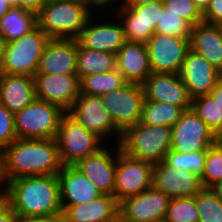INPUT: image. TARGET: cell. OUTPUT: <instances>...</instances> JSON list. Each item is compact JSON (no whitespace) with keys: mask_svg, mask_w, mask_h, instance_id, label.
Masks as SVG:
<instances>
[{"mask_svg":"<svg viewBox=\"0 0 222 222\" xmlns=\"http://www.w3.org/2000/svg\"><path fill=\"white\" fill-rule=\"evenodd\" d=\"M3 198L17 218L62 212L58 175L25 176L8 181Z\"/></svg>","mask_w":222,"mask_h":222,"instance_id":"1","label":"cell"},{"mask_svg":"<svg viewBox=\"0 0 222 222\" xmlns=\"http://www.w3.org/2000/svg\"><path fill=\"white\" fill-rule=\"evenodd\" d=\"M8 181L25 176L55 175L61 163L56 139L17 138L4 149Z\"/></svg>","mask_w":222,"mask_h":222,"instance_id":"2","label":"cell"},{"mask_svg":"<svg viewBox=\"0 0 222 222\" xmlns=\"http://www.w3.org/2000/svg\"><path fill=\"white\" fill-rule=\"evenodd\" d=\"M96 10L92 0L47 4L36 15V21L50 39H77Z\"/></svg>","mask_w":222,"mask_h":222,"instance_id":"3","label":"cell"},{"mask_svg":"<svg viewBox=\"0 0 222 222\" xmlns=\"http://www.w3.org/2000/svg\"><path fill=\"white\" fill-rule=\"evenodd\" d=\"M49 39L36 25L19 39L0 43V73L33 77Z\"/></svg>","mask_w":222,"mask_h":222,"instance_id":"4","label":"cell"},{"mask_svg":"<svg viewBox=\"0 0 222 222\" xmlns=\"http://www.w3.org/2000/svg\"><path fill=\"white\" fill-rule=\"evenodd\" d=\"M172 127L136 123L121 135L120 149L132 158L153 165L163 161L172 146Z\"/></svg>","mask_w":222,"mask_h":222,"instance_id":"5","label":"cell"},{"mask_svg":"<svg viewBox=\"0 0 222 222\" xmlns=\"http://www.w3.org/2000/svg\"><path fill=\"white\" fill-rule=\"evenodd\" d=\"M60 106L35 99L14 113V129L20 139H55L62 116Z\"/></svg>","mask_w":222,"mask_h":222,"instance_id":"6","label":"cell"},{"mask_svg":"<svg viewBox=\"0 0 222 222\" xmlns=\"http://www.w3.org/2000/svg\"><path fill=\"white\" fill-rule=\"evenodd\" d=\"M55 139L63 166H75L80 160L106 145L101 138L78 124L67 112L60 120Z\"/></svg>","mask_w":222,"mask_h":222,"instance_id":"7","label":"cell"},{"mask_svg":"<svg viewBox=\"0 0 222 222\" xmlns=\"http://www.w3.org/2000/svg\"><path fill=\"white\" fill-rule=\"evenodd\" d=\"M111 14L110 9L96 10L77 38L78 43L90 50L109 52L117 55L126 40L121 21L115 14Z\"/></svg>","mask_w":222,"mask_h":222,"instance_id":"8","label":"cell"},{"mask_svg":"<svg viewBox=\"0 0 222 222\" xmlns=\"http://www.w3.org/2000/svg\"><path fill=\"white\" fill-rule=\"evenodd\" d=\"M67 113L78 124L96 134L106 144L113 142L119 144L122 133L114 126L108 108L103 103L101 96L80 93ZM113 139H116V142Z\"/></svg>","mask_w":222,"mask_h":222,"instance_id":"9","label":"cell"},{"mask_svg":"<svg viewBox=\"0 0 222 222\" xmlns=\"http://www.w3.org/2000/svg\"><path fill=\"white\" fill-rule=\"evenodd\" d=\"M164 7L161 0L139 6H112L110 10L121 21L127 42L146 43L155 33Z\"/></svg>","mask_w":222,"mask_h":222,"instance_id":"10","label":"cell"},{"mask_svg":"<svg viewBox=\"0 0 222 222\" xmlns=\"http://www.w3.org/2000/svg\"><path fill=\"white\" fill-rule=\"evenodd\" d=\"M153 168L152 163L125 154L117 144L115 198L121 202L149 189L152 186Z\"/></svg>","mask_w":222,"mask_h":222,"instance_id":"11","label":"cell"},{"mask_svg":"<svg viewBox=\"0 0 222 222\" xmlns=\"http://www.w3.org/2000/svg\"><path fill=\"white\" fill-rule=\"evenodd\" d=\"M101 99L108 108L114 126L121 133L140 121L145 99L142 85L126 83L102 95Z\"/></svg>","mask_w":222,"mask_h":222,"instance_id":"12","label":"cell"},{"mask_svg":"<svg viewBox=\"0 0 222 222\" xmlns=\"http://www.w3.org/2000/svg\"><path fill=\"white\" fill-rule=\"evenodd\" d=\"M171 137V150L181 153L208 150L216 144V134L193 109L182 114L172 127Z\"/></svg>","mask_w":222,"mask_h":222,"instance_id":"13","label":"cell"},{"mask_svg":"<svg viewBox=\"0 0 222 222\" xmlns=\"http://www.w3.org/2000/svg\"><path fill=\"white\" fill-rule=\"evenodd\" d=\"M152 73L179 74L190 50V39L154 33L145 43Z\"/></svg>","mask_w":222,"mask_h":222,"instance_id":"14","label":"cell"},{"mask_svg":"<svg viewBox=\"0 0 222 222\" xmlns=\"http://www.w3.org/2000/svg\"><path fill=\"white\" fill-rule=\"evenodd\" d=\"M170 200L151 186L142 193L123 199L119 215L122 222H164Z\"/></svg>","mask_w":222,"mask_h":222,"instance_id":"15","label":"cell"},{"mask_svg":"<svg viewBox=\"0 0 222 222\" xmlns=\"http://www.w3.org/2000/svg\"><path fill=\"white\" fill-rule=\"evenodd\" d=\"M36 99L53 103L68 111L81 93L77 74H44L34 76Z\"/></svg>","mask_w":222,"mask_h":222,"instance_id":"16","label":"cell"},{"mask_svg":"<svg viewBox=\"0 0 222 222\" xmlns=\"http://www.w3.org/2000/svg\"><path fill=\"white\" fill-rule=\"evenodd\" d=\"M179 76L192 99L210 94L222 79L218 69L191 49L182 63Z\"/></svg>","mask_w":222,"mask_h":222,"instance_id":"17","label":"cell"},{"mask_svg":"<svg viewBox=\"0 0 222 222\" xmlns=\"http://www.w3.org/2000/svg\"><path fill=\"white\" fill-rule=\"evenodd\" d=\"M142 87L144 100L169 103L182 107L185 111L192 109V98L179 74L151 73Z\"/></svg>","mask_w":222,"mask_h":222,"instance_id":"18","label":"cell"},{"mask_svg":"<svg viewBox=\"0 0 222 222\" xmlns=\"http://www.w3.org/2000/svg\"><path fill=\"white\" fill-rule=\"evenodd\" d=\"M152 186L168 198L194 197L204 187L197 174L170 168L163 162L154 165Z\"/></svg>","mask_w":222,"mask_h":222,"instance_id":"19","label":"cell"},{"mask_svg":"<svg viewBox=\"0 0 222 222\" xmlns=\"http://www.w3.org/2000/svg\"><path fill=\"white\" fill-rule=\"evenodd\" d=\"M111 145L113 146L106 144L98 152L80 160L75 166L97 186L102 194L114 195L117 144Z\"/></svg>","mask_w":222,"mask_h":222,"instance_id":"20","label":"cell"},{"mask_svg":"<svg viewBox=\"0 0 222 222\" xmlns=\"http://www.w3.org/2000/svg\"><path fill=\"white\" fill-rule=\"evenodd\" d=\"M77 39H49L36 73L76 74Z\"/></svg>","mask_w":222,"mask_h":222,"instance_id":"21","label":"cell"},{"mask_svg":"<svg viewBox=\"0 0 222 222\" xmlns=\"http://www.w3.org/2000/svg\"><path fill=\"white\" fill-rule=\"evenodd\" d=\"M57 175L61 205L87 204L102 195L97 186L76 166H63Z\"/></svg>","mask_w":222,"mask_h":222,"instance_id":"22","label":"cell"},{"mask_svg":"<svg viewBox=\"0 0 222 222\" xmlns=\"http://www.w3.org/2000/svg\"><path fill=\"white\" fill-rule=\"evenodd\" d=\"M117 70L127 83L142 85L152 73L146 44L126 41L117 53Z\"/></svg>","mask_w":222,"mask_h":222,"instance_id":"23","label":"cell"},{"mask_svg":"<svg viewBox=\"0 0 222 222\" xmlns=\"http://www.w3.org/2000/svg\"><path fill=\"white\" fill-rule=\"evenodd\" d=\"M61 206L66 222H106L119 216L120 202L114 195L102 194L87 204Z\"/></svg>","mask_w":222,"mask_h":222,"instance_id":"24","label":"cell"},{"mask_svg":"<svg viewBox=\"0 0 222 222\" xmlns=\"http://www.w3.org/2000/svg\"><path fill=\"white\" fill-rule=\"evenodd\" d=\"M36 99L32 76L0 73V103L16 113Z\"/></svg>","mask_w":222,"mask_h":222,"instance_id":"25","label":"cell"},{"mask_svg":"<svg viewBox=\"0 0 222 222\" xmlns=\"http://www.w3.org/2000/svg\"><path fill=\"white\" fill-rule=\"evenodd\" d=\"M190 49L203 56L222 73V33L220 25L202 21L193 26Z\"/></svg>","mask_w":222,"mask_h":222,"instance_id":"26","label":"cell"},{"mask_svg":"<svg viewBox=\"0 0 222 222\" xmlns=\"http://www.w3.org/2000/svg\"><path fill=\"white\" fill-rule=\"evenodd\" d=\"M114 69H117V55L84 48L77 41L76 74L80 80L88 75Z\"/></svg>","mask_w":222,"mask_h":222,"instance_id":"27","label":"cell"},{"mask_svg":"<svg viewBox=\"0 0 222 222\" xmlns=\"http://www.w3.org/2000/svg\"><path fill=\"white\" fill-rule=\"evenodd\" d=\"M37 25L36 15L20 7H11L0 19V43L19 39Z\"/></svg>","mask_w":222,"mask_h":222,"instance_id":"28","label":"cell"},{"mask_svg":"<svg viewBox=\"0 0 222 222\" xmlns=\"http://www.w3.org/2000/svg\"><path fill=\"white\" fill-rule=\"evenodd\" d=\"M185 110L169 103L144 100L140 123L173 127Z\"/></svg>","mask_w":222,"mask_h":222,"instance_id":"29","label":"cell"},{"mask_svg":"<svg viewBox=\"0 0 222 222\" xmlns=\"http://www.w3.org/2000/svg\"><path fill=\"white\" fill-rule=\"evenodd\" d=\"M127 82L117 70L88 75L80 80L81 93L92 96H102L110 91L119 89Z\"/></svg>","mask_w":222,"mask_h":222,"instance_id":"30","label":"cell"},{"mask_svg":"<svg viewBox=\"0 0 222 222\" xmlns=\"http://www.w3.org/2000/svg\"><path fill=\"white\" fill-rule=\"evenodd\" d=\"M207 150L181 153L169 150L164 156L163 163L170 168H177L202 176Z\"/></svg>","mask_w":222,"mask_h":222,"instance_id":"31","label":"cell"},{"mask_svg":"<svg viewBox=\"0 0 222 222\" xmlns=\"http://www.w3.org/2000/svg\"><path fill=\"white\" fill-rule=\"evenodd\" d=\"M192 109L215 134L222 127V106L209 94L193 98Z\"/></svg>","mask_w":222,"mask_h":222,"instance_id":"32","label":"cell"},{"mask_svg":"<svg viewBox=\"0 0 222 222\" xmlns=\"http://www.w3.org/2000/svg\"><path fill=\"white\" fill-rule=\"evenodd\" d=\"M198 222H222V201L211 188H203L195 195Z\"/></svg>","mask_w":222,"mask_h":222,"instance_id":"33","label":"cell"},{"mask_svg":"<svg viewBox=\"0 0 222 222\" xmlns=\"http://www.w3.org/2000/svg\"><path fill=\"white\" fill-rule=\"evenodd\" d=\"M199 213L194 197L172 198L164 222H198Z\"/></svg>","mask_w":222,"mask_h":222,"instance_id":"34","label":"cell"},{"mask_svg":"<svg viewBox=\"0 0 222 222\" xmlns=\"http://www.w3.org/2000/svg\"><path fill=\"white\" fill-rule=\"evenodd\" d=\"M156 33L167 34L180 39H191L192 26L180 16L164 7L156 25Z\"/></svg>","mask_w":222,"mask_h":222,"instance_id":"35","label":"cell"},{"mask_svg":"<svg viewBox=\"0 0 222 222\" xmlns=\"http://www.w3.org/2000/svg\"><path fill=\"white\" fill-rule=\"evenodd\" d=\"M204 188H211L222 180V147L214 144L207 150L204 171L200 177Z\"/></svg>","mask_w":222,"mask_h":222,"instance_id":"36","label":"cell"},{"mask_svg":"<svg viewBox=\"0 0 222 222\" xmlns=\"http://www.w3.org/2000/svg\"><path fill=\"white\" fill-rule=\"evenodd\" d=\"M165 8L180 16L192 27L204 21L203 13L194 4L193 0H163Z\"/></svg>","mask_w":222,"mask_h":222,"instance_id":"37","label":"cell"},{"mask_svg":"<svg viewBox=\"0 0 222 222\" xmlns=\"http://www.w3.org/2000/svg\"><path fill=\"white\" fill-rule=\"evenodd\" d=\"M16 139L14 113L0 103V148L5 149Z\"/></svg>","mask_w":222,"mask_h":222,"instance_id":"38","label":"cell"},{"mask_svg":"<svg viewBox=\"0 0 222 222\" xmlns=\"http://www.w3.org/2000/svg\"><path fill=\"white\" fill-rule=\"evenodd\" d=\"M205 22L222 25V0H212L203 12Z\"/></svg>","mask_w":222,"mask_h":222,"instance_id":"39","label":"cell"},{"mask_svg":"<svg viewBox=\"0 0 222 222\" xmlns=\"http://www.w3.org/2000/svg\"><path fill=\"white\" fill-rule=\"evenodd\" d=\"M17 222H66V217L62 211L51 215H43L32 218H18Z\"/></svg>","mask_w":222,"mask_h":222,"instance_id":"40","label":"cell"},{"mask_svg":"<svg viewBox=\"0 0 222 222\" xmlns=\"http://www.w3.org/2000/svg\"><path fill=\"white\" fill-rule=\"evenodd\" d=\"M17 219L10 204L0 197V222H17Z\"/></svg>","mask_w":222,"mask_h":222,"instance_id":"41","label":"cell"},{"mask_svg":"<svg viewBox=\"0 0 222 222\" xmlns=\"http://www.w3.org/2000/svg\"><path fill=\"white\" fill-rule=\"evenodd\" d=\"M44 0H18V7L37 15L44 6Z\"/></svg>","mask_w":222,"mask_h":222,"instance_id":"42","label":"cell"},{"mask_svg":"<svg viewBox=\"0 0 222 222\" xmlns=\"http://www.w3.org/2000/svg\"><path fill=\"white\" fill-rule=\"evenodd\" d=\"M8 185V179L5 172V154L4 149L0 148V197H3Z\"/></svg>","mask_w":222,"mask_h":222,"instance_id":"43","label":"cell"},{"mask_svg":"<svg viewBox=\"0 0 222 222\" xmlns=\"http://www.w3.org/2000/svg\"><path fill=\"white\" fill-rule=\"evenodd\" d=\"M156 1H161V0H121L117 5L114 6H139Z\"/></svg>","mask_w":222,"mask_h":222,"instance_id":"44","label":"cell"},{"mask_svg":"<svg viewBox=\"0 0 222 222\" xmlns=\"http://www.w3.org/2000/svg\"><path fill=\"white\" fill-rule=\"evenodd\" d=\"M121 0H92L98 9H110L112 6L117 5Z\"/></svg>","mask_w":222,"mask_h":222,"instance_id":"45","label":"cell"},{"mask_svg":"<svg viewBox=\"0 0 222 222\" xmlns=\"http://www.w3.org/2000/svg\"><path fill=\"white\" fill-rule=\"evenodd\" d=\"M222 106V79L209 94Z\"/></svg>","mask_w":222,"mask_h":222,"instance_id":"46","label":"cell"},{"mask_svg":"<svg viewBox=\"0 0 222 222\" xmlns=\"http://www.w3.org/2000/svg\"><path fill=\"white\" fill-rule=\"evenodd\" d=\"M212 0H193L194 4L200 9L203 13L209 6Z\"/></svg>","mask_w":222,"mask_h":222,"instance_id":"47","label":"cell"},{"mask_svg":"<svg viewBox=\"0 0 222 222\" xmlns=\"http://www.w3.org/2000/svg\"><path fill=\"white\" fill-rule=\"evenodd\" d=\"M211 190L216 194V196L222 201V180L218 181L211 187Z\"/></svg>","mask_w":222,"mask_h":222,"instance_id":"48","label":"cell"},{"mask_svg":"<svg viewBox=\"0 0 222 222\" xmlns=\"http://www.w3.org/2000/svg\"><path fill=\"white\" fill-rule=\"evenodd\" d=\"M11 7L5 0H0V19L9 11Z\"/></svg>","mask_w":222,"mask_h":222,"instance_id":"49","label":"cell"},{"mask_svg":"<svg viewBox=\"0 0 222 222\" xmlns=\"http://www.w3.org/2000/svg\"><path fill=\"white\" fill-rule=\"evenodd\" d=\"M216 144L222 147V127L216 133Z\"/></svg>","mask_w":222,"mask_h":222,"instance_id":"50","label":"cell"},{"mask_svg":"<svg viewBox=\"0 0 222 222\" xmlns=\"http://www.w3.org/2000/svg\"><path fill=\"white\" fill-rule=\"evenodd\" d=\"M68 1H80V0H44V4H54L59 2H68Z\"/></svg>","mask_w":222,"mask_h":222,"instance_id":"51","label":"cell"},{"mask_svg":"<svg viewBox=\"0 0 222 222\" xmlns=\"http://www.w3.org/2000/svg\"><path fill=\"white\" fill-rule=\"evenodd\" d=\"M10 7H18V0H5Z\"/></svg>","mask_w":222,"mask_h":222,"instance_id":"52","label":"cell"},{"mask_svg":"<svg viewBox=\"0 0 222 222\" xmlns=\"http://www.w3.org/2000/svg\"><path fill=\"white\" fill-rule=\"evenodd\" d=\"M106 222H122L120 215L114 219V220H110V221H106Z\"/></svg>","mask_w":222,"mask_h":222,"instance_id":"53","label":"cell"}]
</instances>
